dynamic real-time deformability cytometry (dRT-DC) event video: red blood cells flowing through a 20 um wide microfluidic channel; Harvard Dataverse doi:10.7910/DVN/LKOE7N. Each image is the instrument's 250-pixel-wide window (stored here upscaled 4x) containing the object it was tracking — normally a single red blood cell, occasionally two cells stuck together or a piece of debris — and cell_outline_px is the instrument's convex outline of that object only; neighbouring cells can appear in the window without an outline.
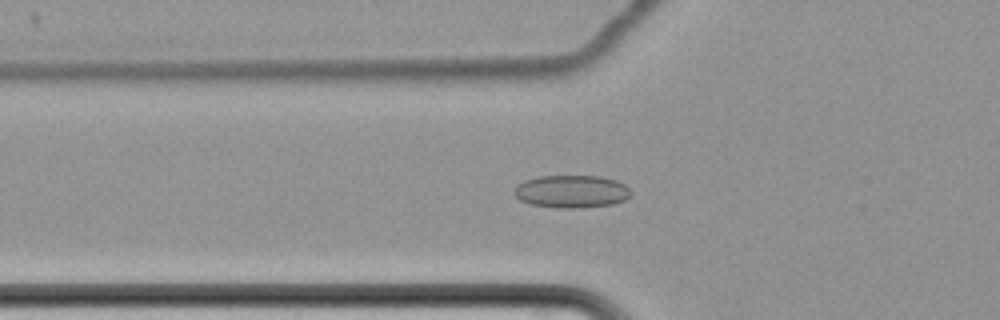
{"species": "common noctule bat (a hibernating species)", "species_latin": "Nyctalus noctula", "temperature_condition": "cold", "stored_images_in_passage": 66, "camera_frame_rate_fps": 3000, "um_per_image_px": 0.085, "animal": {"sex": "female", "body_mass_g": 22.7, "forearm_length_mm": 54.2}, "frame": {"image": 1, "passage_image": 26, "time_ms": 8.333, "image_size_px": [1000, 320], "cell_outline_px": [[632, 192], [624, 200], [612, 204], [576, 208], [556, 208], [532, 204], [520, 200], [512, 192], [524, 180], [536, 176], [600, 176], [616, 180], [624, 184]], "centroid_in_image_um": [48.57, 16.27], "position_along_channel_um": 77.2, "area_um2": 22.14}}
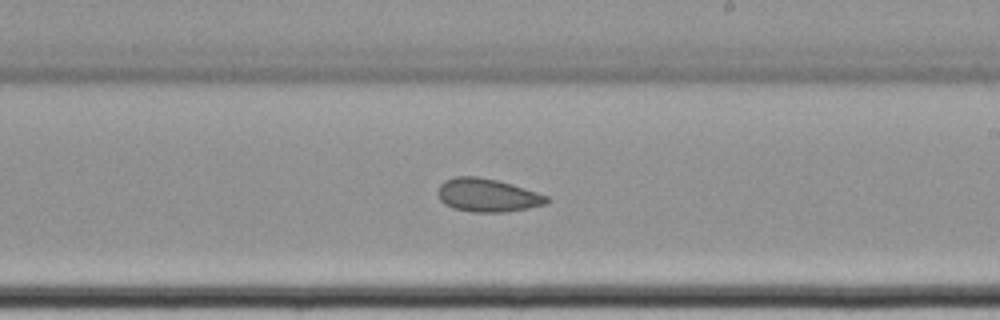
{"frame": {"image": 2, "passage_image": 41, "time_ms": 13.333, "image_size_px": [1000, 320], "cell_outline_px": [[552, 200], [544, 204], [528, 208], [504, 212], [472, 212], [452, 208], [444, 204], [440, 200], [440, 184], [444, 180], [456, 176], [476, 176], [496, 180], [512, 184], [548, 196]], "centroid_in_image_um": [41.44, 16.6], "position_along_channel_um": 247.6, "area_um2": 20.98}}
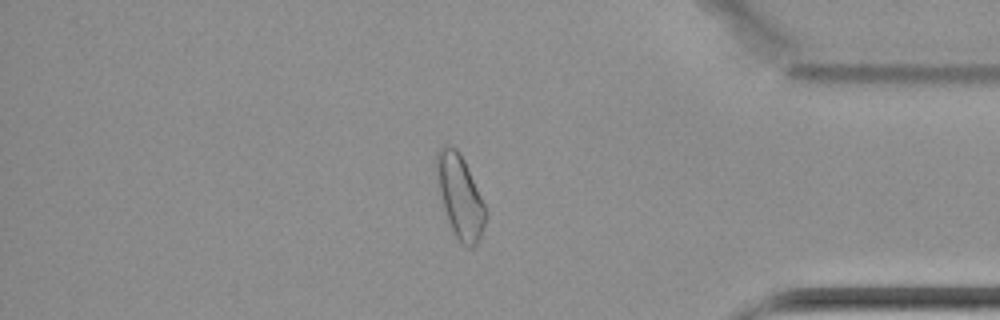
{"frame": {"image": 3, "passage_image": 56, "time_ms": 18.333, "image_size_px": [1000, 320], "cell_outline_px": [[488, 212], [480, 240], [472, 248], [468, 248], [456, 236], [448, 220], [444, 208], [436, 168], [436, 152], [440, 144], [448, 144], [456, 148], [460, 152], [464, 160]], "centroid_in_image_um": [39.12, 16.66], "position_along_channel_um": 396.1, "area_um2": 23.41}}